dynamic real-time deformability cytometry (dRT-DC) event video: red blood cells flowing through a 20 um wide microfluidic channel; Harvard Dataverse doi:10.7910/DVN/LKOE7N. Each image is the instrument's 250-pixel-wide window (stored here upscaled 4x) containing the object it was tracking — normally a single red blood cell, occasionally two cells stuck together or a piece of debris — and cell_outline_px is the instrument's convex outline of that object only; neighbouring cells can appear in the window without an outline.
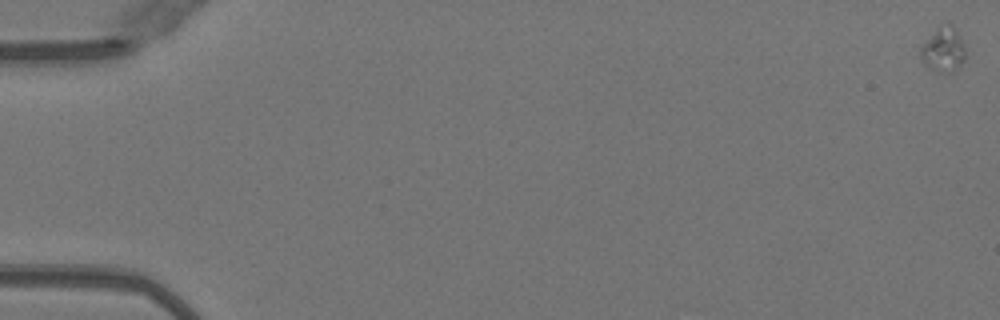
{"species": "Egyptian fruit bat (a non-hibernating species)", "species_latin": "Rousettus aegyptiacus", "temperature_condition": "warm", "stored_images_in_passage": 5, "camera_frame_rate_fps": 3000, "um_per_image_px": 0.085, "animal": {"sex": "female"}, "frame": {"image": 1, "passage_image": 1, "time_ms": 0.0, "image_size_px": [1000, 320], "cell_outline_px": [[964, 60], [960, 64], [932, 68], [924, 64], [920, 60], [920, 48], [936, 28], [944, 20], [948, 20], [952, 24], [960, 36], [964, 44]], "centroid_in_image_um": [80.15, 4.01], "position_along_channel_um": 4.8, "area_um2": 10.87}}